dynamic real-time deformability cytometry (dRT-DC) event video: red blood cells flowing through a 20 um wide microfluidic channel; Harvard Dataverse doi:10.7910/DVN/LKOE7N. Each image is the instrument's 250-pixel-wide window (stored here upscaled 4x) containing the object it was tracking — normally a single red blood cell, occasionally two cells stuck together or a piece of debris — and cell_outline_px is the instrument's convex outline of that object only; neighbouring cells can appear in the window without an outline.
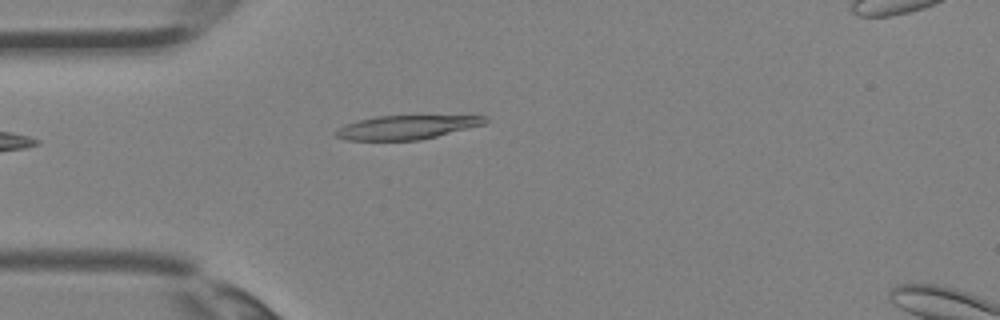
{"species": "Egyptian fruit bat (a non-hibernating species)", "species_latin": "Rousettus aegyptiacus", "temperature_condition": "room temperature", "stored_images_in_passage": 3, "camera_frame_rate_fps": 3000, "um_per_image_px": 0.085, "animal": {"sex": "female"}, "frame": {"image": 1, "passage_image": 3, "time_ms": 0.667, "image_size_px": [1000, 320], "cell_outline_px": [[488, 120], [484, 124], [420, 140], [348, 140], [336, 136], [336, 132], [344, 124], [376, 116], [484, 116]], "centroid_in_image_um": [34.54, 10.82], "position_along_channel_um": 50.5, "area_um2": 20.29}}